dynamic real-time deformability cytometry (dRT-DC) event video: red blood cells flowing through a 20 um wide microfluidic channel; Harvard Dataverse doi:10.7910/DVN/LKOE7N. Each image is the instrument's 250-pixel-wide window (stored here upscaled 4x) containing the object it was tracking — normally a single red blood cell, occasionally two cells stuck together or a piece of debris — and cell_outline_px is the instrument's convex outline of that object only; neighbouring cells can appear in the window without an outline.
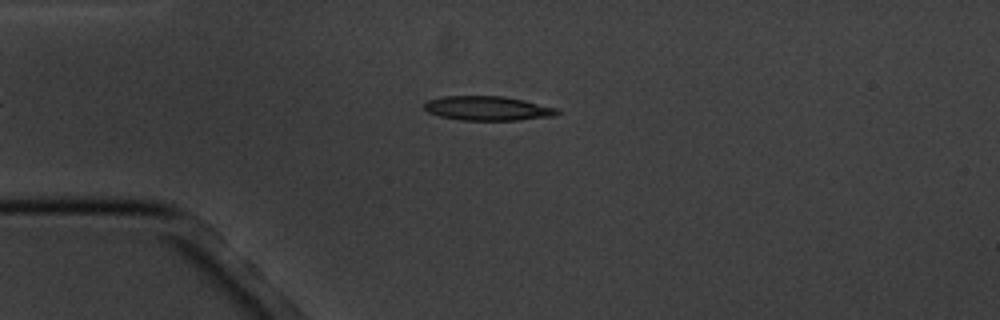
{"species": "common noctule bat (a hibernating species)", "species_latin": "Nyctalus noctula", "temperature_condition": "cold", "stored_images_in_passage": 5, "camera_frame_rate_fps": 3000, "um_per_image_px": 0.085, "animal": {"sex": "male", "body_mass_g": 20.1, "forearm_length_mm": 53.5}, "frame": {"image": 1, "passage_image": 2, "time_ms": 1.0, "image_size_px": [1000, 320], "cell_outline_px": [[564, 112], [552, 116], [516, 120], [460, 120], [440, 116], [428, 112], [424, 108], [424, 104], [428, 100], [444, 96], [504, 96], [524, 100], [560, 108]], "centroid_in_image_um": [41.51, 9.2], "position_along_channel_um": 43.5, "area_um2": 18.96}}
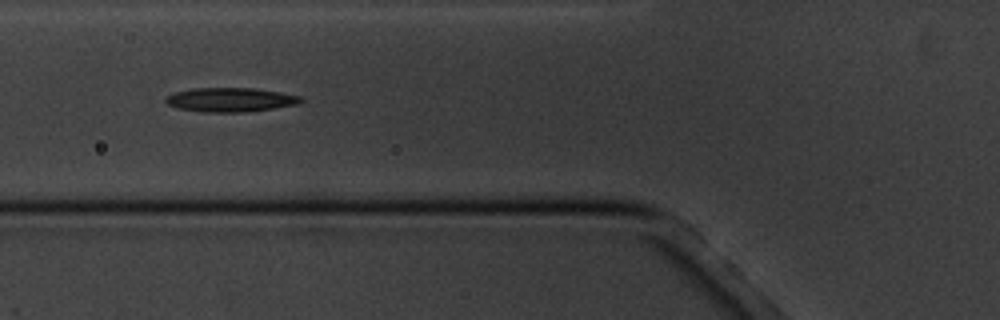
{"frame": {"image": 2, "passage_image": 4, "time_ms": 3.333, "image_size_px": [1000, 320], "cell_outline_px": [[304, 100], [296, 104], [248, 112], [204, 112], [176, 108], [168, 104], [164, 100], [168, 96], [176, 92], [192, 88], [252, 88], [304, 96]], "centroid_in_image_um": [19.59, 8.48], "position_along_channel_um": 106.2, "area_um2": 18.9}}
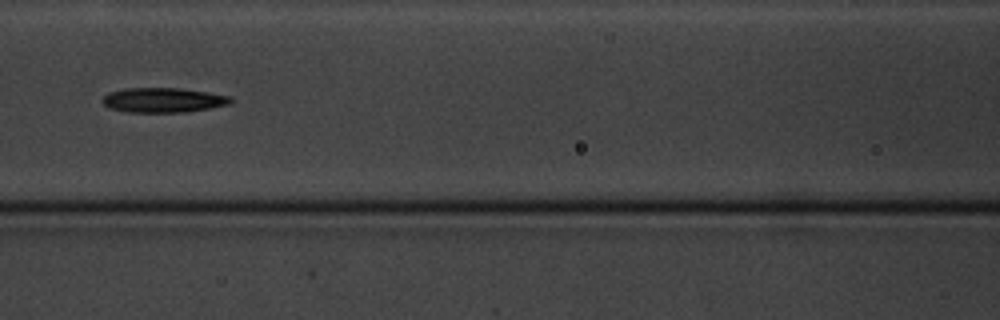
{"frame": {"image": 3, "passage_image": 5, "time_ms": 4.667, "image_size_px": [1000, 320], "cell_outline_px": [[232, 100], [228, 104], [208, 108], [184, 112], [128, 112], [108, 108], [100, 100], [108, 92], [124, 88], [180, 88], [232, 96]], "centroid_in_image_um": [13.81, 8.5], "position_along_channel_um": 152.8, "area_um2": 18.44}}